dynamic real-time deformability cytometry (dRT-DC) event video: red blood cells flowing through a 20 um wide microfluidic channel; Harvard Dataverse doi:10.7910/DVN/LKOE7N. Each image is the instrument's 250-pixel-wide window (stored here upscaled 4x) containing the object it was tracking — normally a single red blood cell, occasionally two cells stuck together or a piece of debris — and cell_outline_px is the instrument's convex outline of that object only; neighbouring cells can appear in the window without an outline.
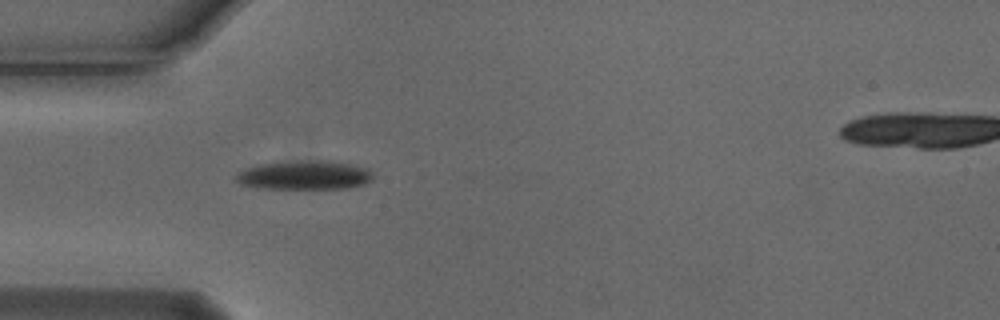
{"species": "Egyptian fruit bat (a non-hibernating species)", "species_latin": "Rousettus aegyptiacus", "temperature_condition": "cold", "stored_images_in_passage": 6, "camera_frame_rate_fps": 3000, "um_per_image_px": 0.085, "animal": {"sex": "male"}, "frame": {"image": 1, "passage_image": 5, "time_ms": 1.333, "image_size_px": [1000, 320], "cell_outline_px": [[376, 176], [372, 180], [364, 184], [348, 188], [264, 188], [240, 184], [236, 180], [236, 176], [240, 172], [248, 168], [260, 164], [300, 160], [320, 160], [352, 164], [368, 168]], "centroid_in_image_um": [25.96, 14.88], "position_along_channel_um": 59.0, "area_um2": 23.0}}